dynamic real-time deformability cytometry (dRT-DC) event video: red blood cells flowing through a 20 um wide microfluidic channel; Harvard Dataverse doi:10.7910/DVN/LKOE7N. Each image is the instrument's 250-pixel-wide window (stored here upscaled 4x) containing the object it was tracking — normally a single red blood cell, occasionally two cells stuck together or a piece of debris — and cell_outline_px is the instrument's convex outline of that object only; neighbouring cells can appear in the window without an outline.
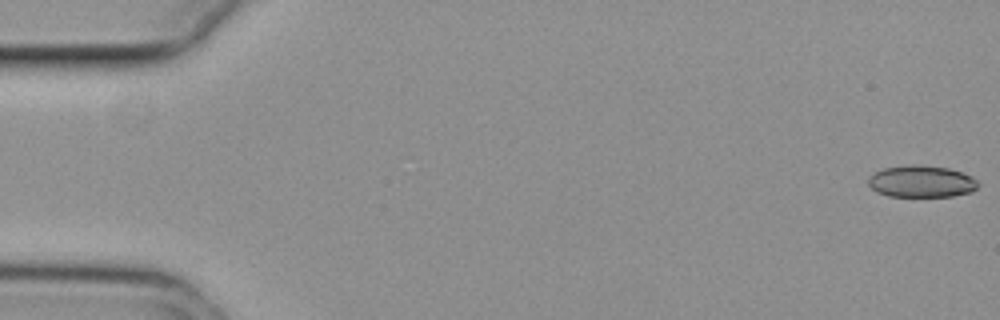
{"species": "common noctule bat (a hibernating species)", "species_latin": "Nyctalus noctula", "temperature_condition": "cold", "stored_images_in_passage": 11, "camera_frame_rate_fps": 3000, "um_per_image_px": 0.085, "animal": {"sex": "female", "body_mass_g": 29.2, "forearm_length_mm": 56.3}, "frame": {"image": 1, "passage_image": 1, "time_ms": 0.0, "image_size_px": [1000, 320], "cell_outline_px": [[980, 184], [972, 192], [952, 196], [888, 196], [876, 192], [868, 184], [868, 176], [884, 168], [912, 164], [948, 168], [972, 176]], "centroid_in_image_um": [78.32, 15.43], "position_along_channel_um": 6.7, "area_um2": 20.35}}